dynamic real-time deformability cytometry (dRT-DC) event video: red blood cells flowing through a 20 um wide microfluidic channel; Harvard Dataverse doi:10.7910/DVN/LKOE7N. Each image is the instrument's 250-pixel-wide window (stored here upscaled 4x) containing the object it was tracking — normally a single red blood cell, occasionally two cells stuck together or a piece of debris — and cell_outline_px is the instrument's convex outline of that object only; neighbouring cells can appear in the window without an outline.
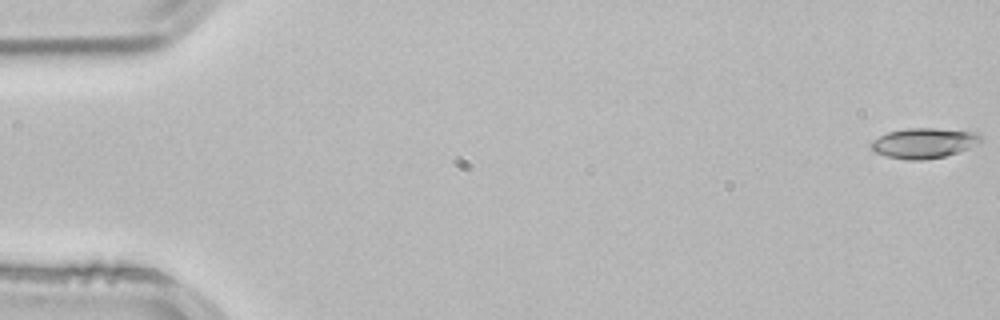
{"species": "common noctule bat (a hibernating species)", "species_latin": "Nyctalus noctula", "temperature_condition": "room temperature", "stored_images_in_passage": 11, "camera_frame_rate_fps": 3000, "um_per_image_px": 0.085, "animal": {"sex": "male", "body_mass_g": 21.5, "forearm_length_mm": 52.0}, "frame": {"image": 1, "passage_image": 1, "time_ms": 0.0, "image_size_px": [1000, 320], "cell_outline_px": [[984, 140], [968, 148], [944, 156], [924, 160], [908, 160], [888, 156], [876, 152], [868, 148], [868, 144], [872, 140], [888, 132], [908, 128], [936, 128], [976, 132]], "centroid_in_image_um": [78.5, 12.15], "position_along_channel_um": 6.5, "area_um2": 19.25}}